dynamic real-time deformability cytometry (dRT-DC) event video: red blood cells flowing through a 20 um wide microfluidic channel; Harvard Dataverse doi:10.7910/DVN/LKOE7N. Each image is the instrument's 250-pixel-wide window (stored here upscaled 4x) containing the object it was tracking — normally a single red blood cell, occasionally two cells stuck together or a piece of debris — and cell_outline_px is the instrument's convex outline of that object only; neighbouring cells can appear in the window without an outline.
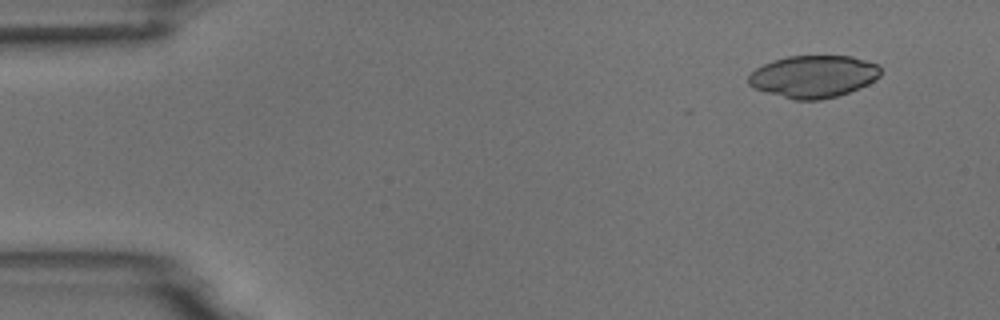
{"species": "common noctule bat (a hibernating species)", "species_latin": "Nyctalus noctula", "temperature_condition": "room temperature", "stored_images_in_passage": 4, "camera_frame_rate_fps": 3000, "um_per_image_px": 0.085, "animal": {"sex": "male", "body_mass_g": 18.8}, "frame": {"image": 1, "passage_image": 1, "time_ms": 0.0, "image_size_px": [1000, 320], "cell_outline_px": [[880, 76], [868, 84], [860, 88], [836, 96], [820, 100], [796, 100], [752, 88], [748, 84], [748, 76], [756, 68], [772, 60], [788, 56], [852, 56], [880, 64]], "centroid_in_image_um": [69.15, 6.49], "position_along_channel_um": 15.8, "area_um2": 32.6}}